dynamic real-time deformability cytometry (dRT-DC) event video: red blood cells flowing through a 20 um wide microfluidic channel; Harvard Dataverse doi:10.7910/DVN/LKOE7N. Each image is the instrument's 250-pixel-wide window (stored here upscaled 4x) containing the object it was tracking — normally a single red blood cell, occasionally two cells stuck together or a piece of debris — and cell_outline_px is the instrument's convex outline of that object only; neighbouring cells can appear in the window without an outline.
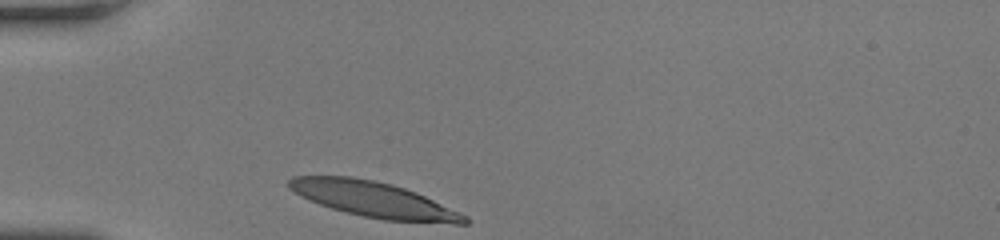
{"species": "human", "species_latin": "Homo sapiens", "temperature_condition": "room temperature", "stored_images_in_passage": 28, "camera_frame_rate_fps": 3000, "um_per_image_px": 0.085, "donor": {"sex": "female"}, "frame": {"image": 1, "passage_image": 1, "time_ms": 0.0, "image_size_px": [1000, 240], "cell_outline_px": [[468, 224], [456, 224], [384, 220], [364, 216], [332, 208], [320, 204], [300, 196], [288, 188], [288, 180], [292, 176], [352, 176], [392, 184], [416, 192], [460, 212], [468, 216]], "centroid_in_image_um": [31.79, 16.96], "position_along_channel_um": 53.2, "area_um2": 36.18}}
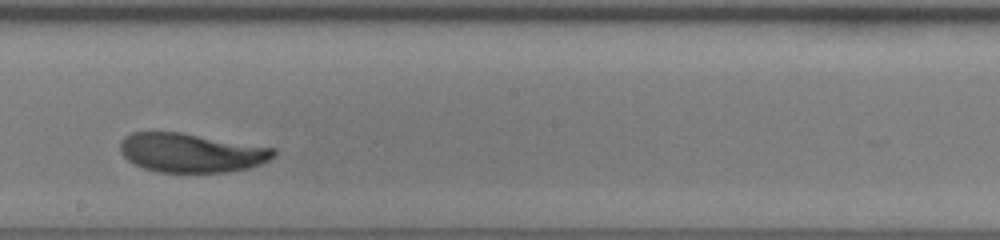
{"frame": {"image": 2, "passage_image": 16, "time_ms": 5.0, "image_size_px": [1000, 240], "cell_outline_px": [[276, 152], [268, 160], [260, 164], [248, 168], [224, 172], [156, 172], [144, 168], [128, 160], [120, 152], [120, 140], [124, 136], [132, 132], [180, 132], [276, 148]], "centroid_in_image_um": [16.22, 12.98], "position_along_channel_um": 232.0, "area_um2": 34.85}}
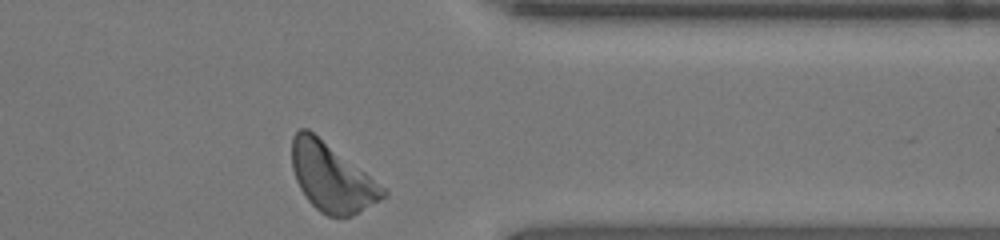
{"frame": {"image": 3, "passage_image": 28, "time_ms": 9.0, "image_size_px": [1000, 240], "cell_outline_px": [[388, 196], [352, 216], [328, 216], [320, 212], [308, 200], [300, 188], [296, 180], [292, 168], [292, 136], [300, 128], [308, 128], [364, 172], [384, 188], [388, 192]], "centroid_in_image_um": [28.17, 15.09], "position_along_channel_um": 383.2, "area_um2": 35.6}, "authors_computed_cell_mechanics": {"area_um2": 35.6048, "velocity_mm_per_s": 3.9458, "shape_relaxation_time_tau1_ms": 2.8778, "shape_relaxation_time_tau2_ms": null, "deformation_change_tau1": 0.153, "deformation_change_tau2": null}}